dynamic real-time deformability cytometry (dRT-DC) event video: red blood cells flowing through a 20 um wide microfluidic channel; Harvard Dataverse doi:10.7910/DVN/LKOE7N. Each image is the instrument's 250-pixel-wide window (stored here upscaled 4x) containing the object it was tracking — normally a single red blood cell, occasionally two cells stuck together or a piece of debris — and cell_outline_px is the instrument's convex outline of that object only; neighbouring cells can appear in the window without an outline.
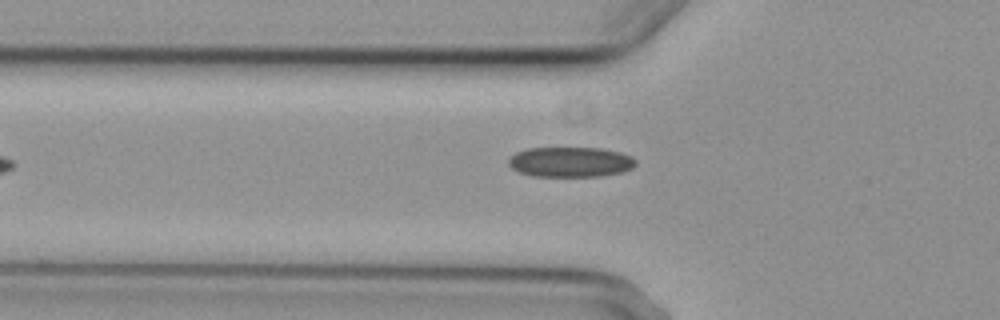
{"species": "common noctule bat (a hibernating species)", "species_latin": "Nyctalus noctula", "temperature_condition": "cold", "stored_images_in_passage": 4, "camera_frame_rate_fps": 3000, "um_per_image_px": 0.085, "animal": {"sex": "female", "body_mass_g": 29.2, "forearm_length_mm": 56.3}, "frame": {"image": 1, "passage_image": 4, "time_ms": 6.0, "image_size_px": [1000, 320], "cell_outline_px": [[636, 164], [632, 168], [624, 172], [600, 176], [532, 176], [520, 172], [512, 168], [508, 164], [508, 160], [516, 152], [528, 148], [600, 148], [620, 152], [632, 156], [636, 160]], "centroid_in_image_um": [48.51, 13.77], "position_along_channel_um": 77.3, "area_um2": 22.37}}